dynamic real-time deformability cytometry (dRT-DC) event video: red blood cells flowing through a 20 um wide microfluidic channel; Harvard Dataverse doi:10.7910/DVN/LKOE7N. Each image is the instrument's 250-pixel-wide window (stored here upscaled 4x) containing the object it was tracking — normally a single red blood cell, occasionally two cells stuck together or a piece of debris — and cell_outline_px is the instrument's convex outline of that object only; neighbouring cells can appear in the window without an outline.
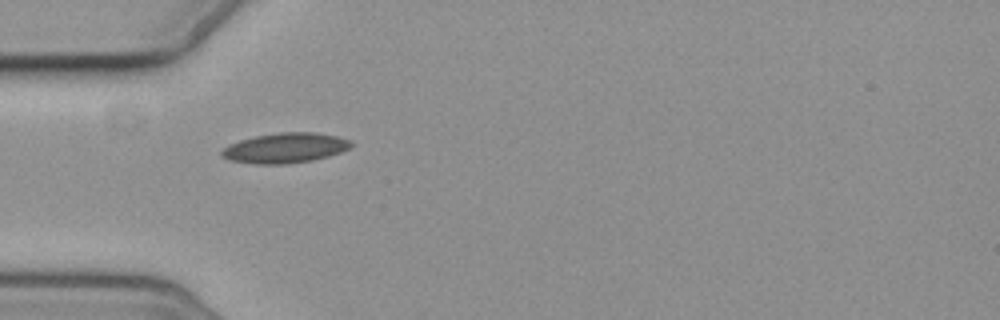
{"species": "common noctule bat (a hibernating species)", "species_latin": "Nyctalus noctula", "temperature_condition": "cold", "stored_images_in_passage": 2, "camera_frame_rate_fps": 3000, "um_per_image_px": 0.085, "animal": {"sex": "female", "body_mass_g": 19.3, "forearm_length_mm": 54.1}, "frame": {"image": 1, "passage_image": 1, "time_ms": 0.0, "image_size_px": [1000, 320], "cell_outline_px": [[352, 148], [328, 156], [312, 160], [284, 164], [252, 164], [228, 160], [220, 156], [220, 152], [228, 144], [240, 140], [256, 136], [280, 132], [316, 132], [336, 136], [352, 140]], "centroid_in_image_um": [24.23, 12.58], "position_along_channel_um": 60.8, "area_um2": 22.83}}
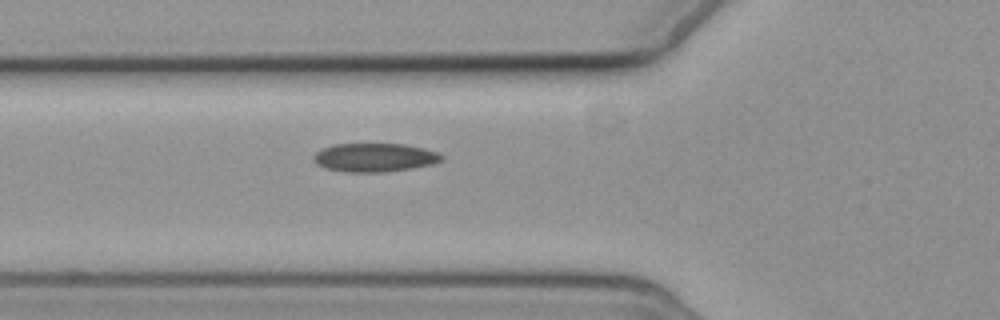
{"frame": {"image": 2, "passage_image": 2, "time_ms": 1.0, "image_size_px": [1000, 320], "cell_outline_px": [[444, 156], [440, 160], [432, 164], [412, 168], [384, 172], [348, 172], [324, 168], [316, 164], [312, 160], [312, 156], [316, 152], [332, 144], [404, 144], [424, 148], [440, 152]], "centroid_in_image_um": [31.82, 13.38], "position_along_channel_um": 94.0, "area_um2": 21.44}}